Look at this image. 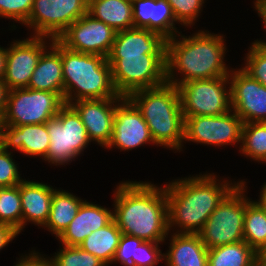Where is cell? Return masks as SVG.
<instances>
[{
    "mask_svg": "<svg viewBox=\"0 0 266 266\" xmlns=\"http://www.w3.org/2000/svg\"><path fill=\"white\" fill-rule=\"evenodd\" d=\"M116 31L88 13L71 24L57 40L67 49L108 57Z\"/></svg>",
    "mask_w": 266,
    "mask_h": 266,
    "instance_id": "4fadbf2b",
    "label": "cell"
},
{
    "mask_svg": "<svg viewBox=\"0 0 266 266\" xmlns=\"http://www.w3.org/2000/svg\"><path fill=\"white\" fill-rule=\"evenodd\" d=\"M113 219L122 234L161 243L169 233L165 186L122 182L115 191Z\"/></svg>",
    "mask_w": 266,
    "mask_h": 266,
    "instance_id": "6da1fadb",
    "label": "cell"
},
{
    "mask_svg": "<svg viewBox=\"0 0 266 266\" xmlns=\"http://www.w3.org/2000/svg\"><path fill=\"white\" fill-rule=\"evenodd\" d=\"M34 0H0V16L26 24Z\"/></svg>",
    "mask_w": 266,
    "mask_h": 266,
    "instance_id": "e575fe53",
    "label": "cell"
},
{
    "mask_svg": "<svg viewBox=\"0 0 266 266\" xmlns=\"http://www.w3.org/2000/svg\"><path fill=\"white\" fill-rule=\"evenodd\" d=\"M232 110L217 116L184 118V139L203 145L241 143L243 120Z\"/></svg>",
    "mask_w": 266,
    "mask_h": 266,
    "instance_id": "7c38bea8",
    "label": "cell"
},
{
    "mask_svg": "<svg viewBox=\"0 0 266 266\" xmlns=\"http://www.w3.org/2000/svg\"><path fill=\"white\" fill-rule=\"evenodd\" d=\"M254 5L266 28V0H256Z\"/></svg>",
    "mask_w": 266,
    "mask_h": 266,
    "instance_id": "b9f144b4",
    "label": "cell"
},
{
    "mask_svg": "<svg viewBox=\"0 0 266 266\" xmlns=\"http://www.w3.org/2000/svg\"><path fill=\"white\" fill-rule=\"evenodd\" d=\"M30 39L15 41L6 54V68L3 81L9 90L27 88L38 60L47 44L45 36H35Z\"/></svg>",
    "mask_w": 266,
    "mask_h": 266,
    "instance_id": "9a60e30c",
    "label": "cell"
},
{
    "mask_svg": "<svg viewBox=\"0 0 266 266\" xmlns=\"http://www.w3.org/2000/svg\"><path fill=\"white\" fill-rule=\"evenodd\" d=\"M231 108L244 123L266 122V86L253 79L242 68L231 70Z\"/></svg>",
    "mask_w": 266,
    "mask_h": 266,
    "instance_id": "5bb4252c",
    "label": "cell"
},
{
    "mask_svg": "<svg viewBox=\"0 0 266 266\" xmlns=\"http://www.w3.org/2000/svg\"><path fill=\"white\" fill-rule=\"evenodd\" d=\"M247 53L246 65L242 69L253 79L266 86V42L255 41Z\"/></svg>",
    "mask_w": 266,
    "mask_h": 266,
    "instance_id": "d6a6232c",
    "label": "cell"
},
{
    "mask_svg": "<svg viewBox=\"0 0 266 266\" xmlns=\"http://www.w3.org/2000/svg\"><path fill=\"white\" fill-rule=\"evenodd\" d=\"M257 253L245 242L208 249V266H251Z\"/></svg>",
    "mask_w": 266,
    "mask_h": 266,
    "instance_id": "83f0119b",
    "label": "cell"
},
{
    "mask_svg": "<svg viewBox=\"0 0 266 266\" xmlns=\"http://www.w3.org/2000/svg\"><path fill=\"white\" fill-rule=\"evenodd\" d=\"M11 154L0 146V187H14L23 181Z\"/></svg>",
    "mask_w": 266,
    "mask_h": 266,
    "instance_id": "8d00e7d4",
    "label": "cell"
},
{
    "mask_svg": "<svg viewBox=\"0 0 266 266\" xmlns=\"http://www.w3.org/2000/svg\"><path fill=\"white\" fill-rule=\"evenodd\" d=\"M127 98L141 112L154 144L182 149L184 115L177 86L166 83L156 88L135 91Z\"/></svg>",
    "mask_w": 266,
    "mask_h": 266,
    "instance_id": "277c9868",
    "label": "cell"
},
{
    "mask_svg": "<svg viewBox=\"0 0 266 266\" xmlns=\"http://www.w3.org/2000/svg\"><path fill=\"white\" fill-rule=\"evenodd\" d=\"M228 76L212 79L191 80L180 84L181 108L184 118L192 116H217L226 114L231 107Z\"/></svg>",
    "mask_w": 266,
    "mask_h": 266,
    "instance_id": "30bf717a",
    "label": "cell"
},
{
    "mask_svg": "<svg viewBox=\"0 0 266 266\" xmlns=\"http://www.w3.org/2000/svg\"><path fill=\"white\" fill-rule=\"evenodd\" d=\"M150 142L154 143L141 112L127 97H124L116 105L113 132L106 147L115 146L126 151Z\"/></svg>",
    "mask_w": 266,
    "mask_h": 266,
    "instance_id": "2e32d148",
    "label": "cell"
},
{
    "mask_svg": "<svg viewBox=\"0 0 266 266\" xmlns=\"http://www.w3.org/2000/svg\"><path fill=\"white\" fill-rule=\"evenodd\" d=\"M122 232L113 219L108 225L92 232L79 246L99 258L107 266L112 263Z\"/></svg>",
    "mask_w": 266,
    "mask_h": 266,
    "instance_id": "4316f807",
    "label": "cell"
},
{
    "mask_svg": "<svg viewBox=\"0 0 266 266\" xmlns=\"http://www.w3.org/2000/svg\"><path fill=\"white\" fill-rule=\"evenodd\" d=\"M35 252L32 251L29 256L22 257L15 266H55L52 257L47 259Z\"/></svg>",
    "mask_w": 266,
    "mask_h": 266,
    "instance_id": "f35d334b",
    "label": "cell"
},
{
    "mask_svg": "<svg viewBox=\"0 0 266 266\" xmlns=\"http://www.w3.org/2000/svg\"><path fill=\"white\" fill-rule=\"evenodd\" d=\"M255 203L258 204L264 211H266V183L263 185L260 192V199Z\"/></svg>",
    "mask_w": 266,
    "mask_h": 266,
    "instance_id": "ee69618b",
    "label": "cell"
},
{
    "mask_svg": "<svg viewBox=\"0 0 266 266\" xmlns=\"http://www.w3.org/2000/svg\"><path fill=\"white\" fill-rule=\"evenodd\" d=\"M243 237L257 254L266 246V211L250 199L245 211Z\"/></svg>",
    "mask_w": 266,
    "mask_h": 266,
    "instance_id": "f1b7e54d",
    "label": "cell"
},
{
    "mask_svg": "<svg viewBox=\"0 0 266 266\" xmlns=\"http://www.w3.org/2000/svg\"><path fill=\"white\" fill-rule=\"evenodd\" d=\"M166 40V81L179 86L191 80L212 79L229 76L231 70L224 64L226 46L221 35L199 31L182 40ZM228 69V71H227ZM178 70L182 79L174 78Z\"/></svg>",
    "mask_w": 266,
    "mask_h": 266,
    "instance_id": "3957f363",
    "label": "cell"
},
{
    "mask_svg": "<svg viewBox=\"0 0 266 266\" xmlns=\"http://www.w3.org/2000/svg\"><path fill=\"white\" fill-rule=\"evenodd\" d=\"M50 144L46 123L21 126L0 125V146L5 150L13 147L29 156L47 155Z\"/></svg>",
    "mask_w": 266,
    "mask_h": 266,
    "instance_id": "ac0fdd59",
    "label": "cell"
},
{
    "mask_svg": "<svg viewBox=\"0 0 266 266\" xmlns=\"http://www.w3.org/2000/svg\"><path fill=\"white\" fill-rule=\"evenodd\" d=\"M181 25L191 26L199 16L204 0H166ZM183 23V24H182Z\"/></svg>",
    "mask_w": 266,
    "mask_h": 266,
    "instance_id": "836d02e7",
    "label": "cell"
},
{
    "mask_svg": "<svg viewBox=\"0 0 266 266\" xmlns=\"http://www.w3.org/2000/svg\"><path fill=\"white\" fill-rule=\"evenodd\" d=\"M60 54L65 104H70L73 100L122 97L114 87L111 66L106 57L75 52L61 43Z\"/></svg>",
    "mask_w": 266,
    "mask_h": 266,
    "instance_id": "5b68a950",
    "label": "cell"
},
{
    "mask_svg": "<svg viewBox=\"0 0 266 266\" xmlns=\"http://www.w3.org/2000/svg\"><path fill=\"white\" fill-rule=\"evenodd\" d=\"M134 28L160 34L168 40L178 32L172 8L166 0H132Z\"/></svg>",
    "mask_w": 266,
    "mask_h": 266,
    "instance_id": "d6986e66",
    "label": "cell"
},
{
    "mask_svg": "<svg viewBox=\"0 0 266 266\" xmlns=\"http://www.w3.org/2000/svg\"><path fill=\"white\" fill-rule=\"evenodd\" d=\"M216 181L214 174H204L175 180L165 186L168 230L174 225L180 228L176 233L198 234L202 230L211 213L240 183Z\"/></svg>",
    "mask_w": 266,
    "mask_h": 266,
    "instance_id": "7a4b0ae2",
    "label": "cell"
},
{
    "mask_svg": "<svg viewBox=\"0 0 266 266\" xmlns=\"http://www.w3.org/2000/svg\"><path fill=\"white\" fill-rule=\"evenodd\" d=\"M123 98L78 100L70 103L79 114L90 141H96L102 147L107 146L113 132L116 103Z\"/></svg>",
    "mask_w": 266,
    "mask_h": 266,
    "instance_id": "e0dca14e",
    "label": "cell"
},
{
    "mask_svg": "<svg viewBox=\"0 0 266 266\" xmlns=\"http://www.w3.org/2000/svg\"><path fill=\"white\" fill-rule=\"evenodd\" d=\"M84 200L65 190H55L52 195L51 209L44 225L56 238L59 237L75 218Z\"/></svg>",
    "mask_w": 266,
    "mask_h": 266,
    "instance_id": "484cf974",
    "label": "cell"
},
{
    "mask_svg": "<svg viewBox=\"0 0 266 266\" xmlns=\"http://www.w3.org/2000/svg\"><path fill=\"white\" fill-rule=\"evenodd\" d=\"M6 54H7V49L0 47V80H3V77L5 75Z\"/></svg>",
    "mask_w": 266,
    "mask_h": 266,
    "instance_id": "7bdbcfd3",
    "label": "cell"
},
{
    "mask_svg": "<svg viewBox=\"0 0 266 266\" xmlns=\"http://www.w3.org/2000/svg\"><path fill=\"white\" fill-rule=\"evenodd\" d=\"M55 266H107L79 246H63L52 258Z\"/></svg>",
    "mask_w": 266,
    "mask_h": 266,
    "instance_id": "1f68e13d",
    "label": "cell"
},
{
    "mask_svg": "<svg viewBox=\"0 0 266 266\" xmlns=\"http://www.w3.org/2000/svg\"><path fill=\"white\" fill-rule=\"evenodd\" d=\"M170 241L167 266H208V249L199 234L174 233Z\"/></svg>",
    "mask_w": 266,
    "mask_h": 266,
    "instance_id": "cb8c5ba5",
    "label": "cell"
},
{
    "mask_svg": "<svg viewBox=\"0 0 266 266\" xmlns=\"http://www.w3.org/2000/svg\"><path fill=\"white\" fill-rule=\"evenodd\" d=\"M51 42L49 48L52 50L45 49L41 54L27 88L57 93L64 100L60 42L57 39H53Z\"/></svg>",
    "mask_w": 266,
    "mask_h": 266,
    "instance_id": "7402d4cb",
    "label": "cell"
},
{
    "mask_svg": "<svg viewBox=\"0 0 266 266\" xmlns=\"http://www.w3.org/2000/svg\"><path fill=\"white\" fill-rule=\"evenodd\" d=\"M112 220L113 211L85 200L75 218L58 239L62 246H80L92 232L105 227Z\"/></svg>",
    "mask_w": 266,
    "mask_h": 266,
    "instance_id": "ffe728a7",
    "label": "cell"
},
{
    "mask_svg": "<svg viewBox=\"0 0 266 266\" xmlns=\"http://www.w3.org/2000/svg\"><path fill=\"white\" fill-rule=\"evenodd\" d=\"M143 241V239L122 234L112 263L118 261L124 266H136L137 247Z\"/></svg>",
    "mask_w": 266,
    "mask_h": 266,
    "instance_id": "d590c367",
    "label": "cell"
},
{
    "mask_svg": "<svg viewBox=\"0 0 266 266\" xmlns=\"http://www.w3.org/2000/svg\"><path fill=\"white\" fill-rule=\"evenodd\" d=\"M241 152L255 161L266 162V122L244 123Z\"/></svg>",
    "mask_w": 266,
    "mask_h": 266,
    "instance_id": "f546056e",
    "label": "cell"
},
{
    "mask_svg": "<svg viewBox=\"0 0 266 266\" xmlns=\"http://www.w3.org/2000/svg\"><path fill=\"white\" fill-rule=\"evenodd\" d=\"M9 89L3 80H0V120L2 119L8 98Z\"/></svg>",
    "mask_w": 266,
    "mask_h": 266,
    "instance_id": "60d3db41",
    "label": "cell"
},
{
    "mask_svg": "<svg viewBox=\"0 0 266 266\" xmlns=\"http://www.w3.org/2000/svg\"><path fill=\"white\" fill-rule=\"evenodd\" d=\"M258 255L266 257V246L258 253Z\"/></svg>",
    "mask_w": 266,
    "mask_h": 266,
    "instance_id": "bcb514c9",
    "label": "cell"
},
{
    "mask_svg": "<svg viewBox=\"0 0 266 266\" xmlns=\"http://www.w3.org/2000/svg\"><path fill=\"white\" fill-rule=\"evenodd\" d=\"M251 266H266V257L257 255Z\"/></svg>",
    "mask_w": 266,
    "mask_h": 266,
    "instance_id": "f6af8a7d",
    "label": "cell"
},
{
    "mask_svg": "<svg viewBox=\"0 0 266 266\" xmlns=\"http://www.w3.org/2000/svg\"><path fill=\"white\" fill-rule=\"evenodd\" d=\"M22 205V230L27 221L44 227L52 202L53 192L56 190L45 183L27 181L19 184Z\"/></svg>",
    "mask_w": 266,
    "mask_h": 266,
    "instance_id": "603a6c76",
    "label": "cell"
},
{
    "mask_svg": "<svg viewBox=\"0 0 266 266\" xmlns=\"http://www.w3.org/2000/svg\"><path fill=\"white\" fill-rule=\"evenodd\" d=\"M87 13L116 32L134 28L132 0H88Z\"/></svg>",
    "mask_w": 266,
    "mask_h": 266,
    "instance_id": "d4e9b609",
    "label": "cell"
},
{
    "mask_svg": "<svg viewBox=\"0 0 266 266\" xmlns=\"http://www.w3.org/2000/svg\"><path fill=\"white\" fill-rule=\"evenodd\" d=\"M0 223L8 224L19 232L22 230L19 184L14 187H0Z\"/></svg>",
    "mask_w": 266,
    "mask_h": 266,
    "instance_id": "4dcf8cb0",
    "label": "cell"
},
{
    "mask_svg": "<svg viewBox=\"0 0 266 266\" xmlns=\"http://www.w3.org/2000/svg\"><path fill=\"white\" fill-rule=\"evenodd\" d=\"M18 234L20 232L12 226L0 223V250L7 246Z\"/></svg>",
    "mask_w": 266,
    "mask_h": 266,
    "instance_id": "ab89813d",
    "label": "cell"
},
{
    "mask_svg": "<svg viewBox=\"0 0 266 266\" xmlns=\"http://www.w3.org/2000/svg\"><path fill=\"white\" fill-rule=\"evenodd\" d=\"M141 54H166V39L143 28H130L116 32L107 58H123Z\"/></svg>",
    "mask_w": 266,
    "mask_h": 266,
    "instance_id": "44dd1931",
    "label": "cell"
},
{
    "mask_svg": "<svg viewBox=\"0 0 266 266\" xmlns=\"http://www.w3.org/2000/svg\"><path fill=\"white\" fill-rule=\"evenodd\" d=\"M244 184L245 181H240L224 198L198 233L207 249L244 241V218L248 206V198L243 195Z\"/></svg>",
    "mask_w": 266,
    "mask_h": 266,
    "instance_id": "52a82bcc",
    "label": "cell"
},
{
    "mask_svg": "<svg viewBox=\"0 0 266 266\" xmlns=\"http://www.w3.org/2000/svg\"><path fill=\"white\" fill-rule=\"evenodd\" d=\"M50 144L45 161L55 165L74 160L91 142L79 114L70 104H64L56 117L46 122Z\"/></svg>",
    "mask_w": 266,
    "mask_h": 266,
    "instance_id": "ba28073f",
    "label": "cell"
},
{
    "mask_svg": "<svg viewBox=\"0 0 266 266\" xmlns=\"http://www.w3.org/2000/svg\"><path fill=\"white\" fill-rule=\"evenodd\" d=\"M64 104L57 93L29 88L12 89L9 90L0 125L44 124L56 117Z\"/></svg>",
    "mask_w": 266,
    "mask_h": 266,
    "instance_id": "9c48e42d",
    "label": "cell"
},
{
    "mask_svg": "<svg viewBox=\"0 0 266 266\" xmlns=\"http://www.w3.org/2000/svg\"><path fill=\"white\" fill-rule=\"evenodd\" d=\"M158 244L152 241H143L137 247L136 266H155L160 260H163L164 254L158 249Z\"/></svg>",
    "mask_w": 266,
    "mask_h": 266,
    "instance_id": "74e56055",
    "label": "cell"
},
{
    "mask_svg": "<svg viewBox=\"0 0 266 266\" xmlns=\"http://www.w3.org/2000/svg\"><path fill=\"white\" fill-rule=\"evenodd\" d=\"M88 0H34L27 26L35 36L57 39L71 24L87 13Z\"/></svg>",
    "mask_w": 266,
    "mask_h": 266,
    "instance_id": "8fae6325",
    "label": "cell"
},
{
    "mask_svg": "<svg viewBox=\"0 0 266 266\" xmlns=\"http://www.w3.org/2000/svg\"><path fill=\"white\" fill-rule=\"evenodd\" d=\"M107 60L111 66L114 87L122 97L167 83L166 54H141Z\"/></svg>",
    "mask_w": 266,
    "mask_h": 266,
    "instance_id": "8992f818",
    "label": "cell"
}]
</instances>
